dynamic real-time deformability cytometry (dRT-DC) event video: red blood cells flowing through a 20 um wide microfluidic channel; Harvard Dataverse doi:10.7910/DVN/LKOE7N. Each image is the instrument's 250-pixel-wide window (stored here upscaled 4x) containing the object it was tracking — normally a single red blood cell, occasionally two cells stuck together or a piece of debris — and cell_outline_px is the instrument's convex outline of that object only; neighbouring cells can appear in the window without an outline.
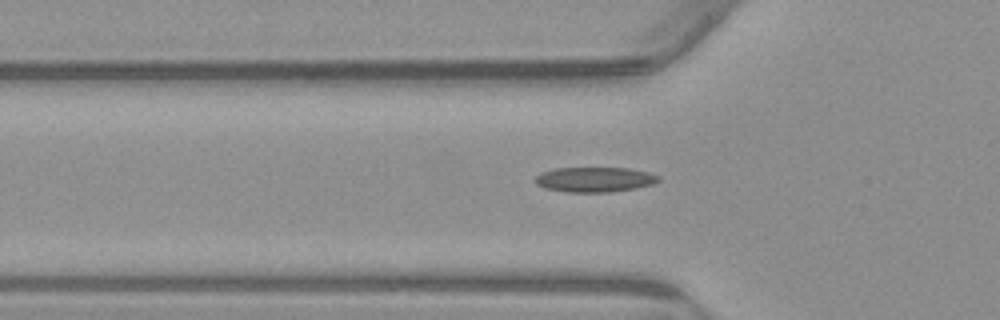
{"species": "common noctule bat (a hibernating species)", "species_latin": "Nyctalus noctula", "temperature_condition": "warm", "stored_images_in_passage": 39, "camera_frame_rate_fps": 3000, "um_per_image_px": 0.085, "animal": {"sex": "male", "body_mass_g": 23.1, "forearm_length_mm": 52.7}, "frame": {"image": 1, "passage_image": 2, "time_ms": 0.333, "image_size_px": [1000, 320], "cell_outline_px": [[660, 180], [652, 184], [636, 188], [608, 192], [568, 192], [544, 188], [536, 184], [536, 176], [540, 172], [556, 168], [628, 168], [648, 172], [660, 176]], "centroid_in_image_um": [50.54, 15.25], "position_along_channel_um": 75.3, "area_um2": 17.92}}
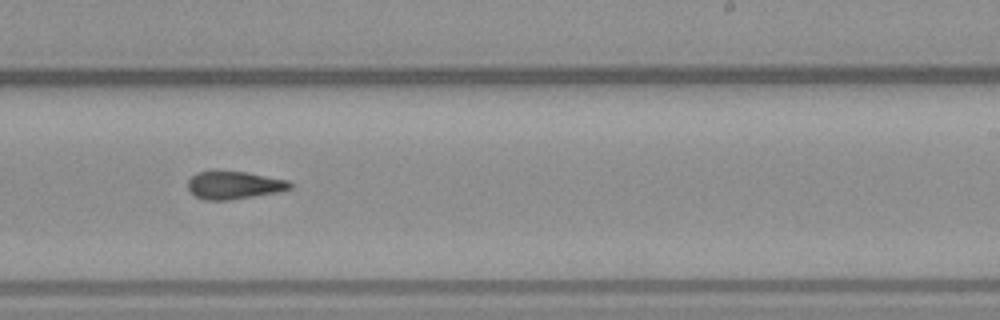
{"frame": {"image": 2, "passage_image": 17, "time_ms": 5.333, "image_size_px": [1000, 320], "cell_outline_px": [[292, 188], [280, 192], [232, 200], [204, 200], [196, 196], [188, 188], [188, 180], [196, 172], [248, 172], [288, 180], [292, 184]], "centroid_in_image_um": [19.94, 15.75], "position_along_channel_um": 269.1, "area_um2": 16.53}}
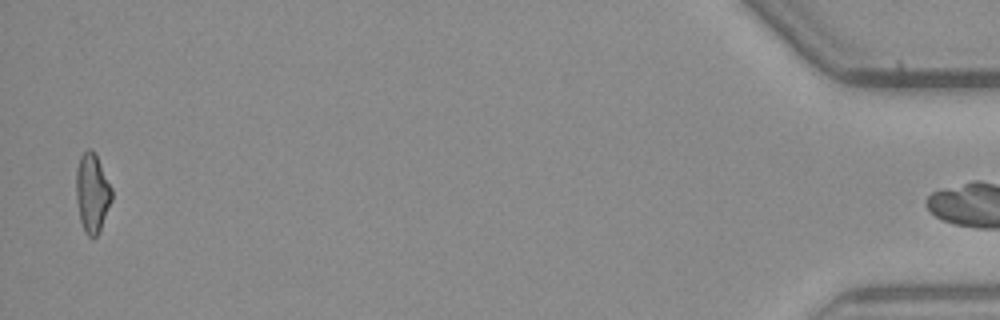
{"frame": {"image": 3, "passage_image": 37, "time_ms": 12.0, "image_size_px": [1000, 320], "cell_outline_px": [[112, 200], [100, 228], [96, 236], [92, 240], [84, 232], [80, 220], [76, 200], [76, 168], [80, 156], [88, 148], [92, 148], [96, 152], [112, 188]], "centroid_in_image_um": [7.83, 16.36], "position_along_channel_um": 427.4, "area_um2": 16.65}, "authors_computed_cell_mechanics": {"area_um2": 16.5886, "velocity_mm_per_s": 3.8627, "shape_relaxation_time_tau1_ms": null, "shape_relaxation_time_tau2_ms": 3.6671, "deformation_change_tau1": null, "deformation_change_tau2": 0.1202}}